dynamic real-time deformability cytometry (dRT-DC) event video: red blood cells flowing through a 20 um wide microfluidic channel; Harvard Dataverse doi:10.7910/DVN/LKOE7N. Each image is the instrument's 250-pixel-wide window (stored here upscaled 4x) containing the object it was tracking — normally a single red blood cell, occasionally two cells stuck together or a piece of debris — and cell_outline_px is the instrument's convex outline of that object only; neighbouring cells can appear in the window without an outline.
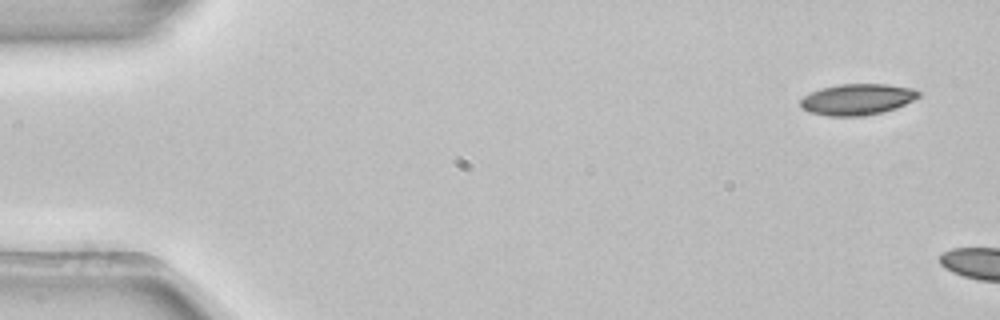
{"species": "common noctule bat (a hibernating species)", "species_latin": "Nyctalus noctula", "temperature_condition": "room temperature", "stored_images_in_passage": 2, "camera_frame_rate_fps": 3000, "um_per_image_px": 0.085, "animal": {"sex": "female", "body_mass_g": 22.7, "forearm_length_mm": 54.2}, "frame": {"image": 1, "passage_image": 1, "time_ms": 0.0, "image_size_px": [1000, 320], "cell_outline_px": [[920, 96], [896, 108], [884, 112], [860, 116], [828, 116], [808, 112], [800, 108], [800, 100], [804, 96], [820, 88], [840, 84], [888, 84], [916, 88], [920, 92]], "centroid_in_image_um": [72.87, 8.44], "position_along_channel_um": 12.1, "area_um2": 21.62}}